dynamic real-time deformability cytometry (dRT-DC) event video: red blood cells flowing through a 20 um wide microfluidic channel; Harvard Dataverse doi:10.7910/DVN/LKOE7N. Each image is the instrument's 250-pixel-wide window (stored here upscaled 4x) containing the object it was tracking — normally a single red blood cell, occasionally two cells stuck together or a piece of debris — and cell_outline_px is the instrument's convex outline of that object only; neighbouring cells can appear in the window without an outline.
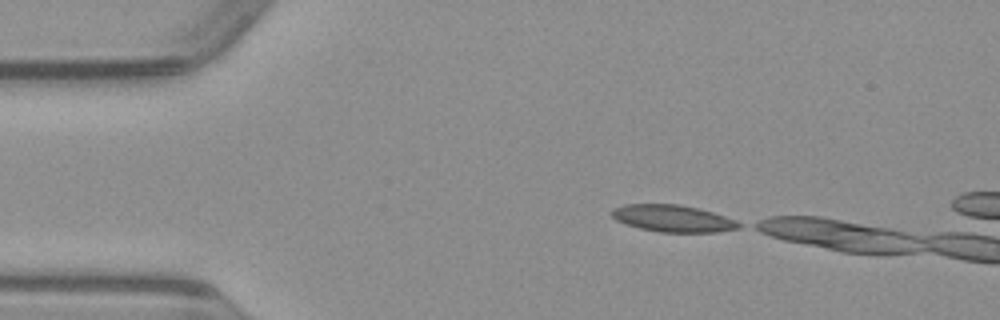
{"species": "common noctule bat (a hibernating species)", "species_latin": "Nyctalus noctula", "temperature_condition": "warm", "stored_images_in_passage": 6, "camera_frame_rate_fps": 3000, "um_per_image_px": 0.085, "animal": {"sex": "male", "body_mass_g": 23.1, "forearm_length_mm": 52.7}, "frame": {"image": 1, "passage_image": 1, "time_ms": 0.0, "image_size_px": [1000, 320], "cell_outline_px": [[744, 224], [740, 228], [716, 232], [660, 232], [640, 228], [624, 224], [616, 220], [612, 216], [612, 208], [624, 204], [680, 204], [700, 208], [736, 220]], "centroid_in_image_um": [57.21, 18.56], "position_along_channel_um": 27.8, "area_um2": 20.11}}